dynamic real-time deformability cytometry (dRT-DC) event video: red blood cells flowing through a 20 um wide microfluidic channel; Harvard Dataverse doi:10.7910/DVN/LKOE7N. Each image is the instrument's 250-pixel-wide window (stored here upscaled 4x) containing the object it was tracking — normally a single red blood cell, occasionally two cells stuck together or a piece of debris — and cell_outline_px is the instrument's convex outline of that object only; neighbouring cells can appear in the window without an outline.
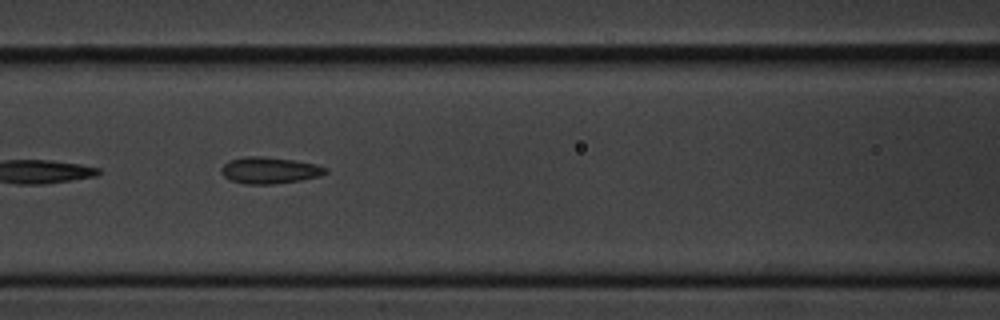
{"species": "common noctule bat (a hibernating species)", "species_latin": "Nyctalus noctula", "temperature_condition": "cold", "stored_images_in_passage": 9, "segment_of_instrument_passage": [2, 2], "camera_frame_rate_fps": 3000, "um_per_image_px": 0.085, "animal": {"sex": "male", "body_mass_g": 20.1, "forearm_length_mm": 53.5}, "frame": {"image": 1, "passage_image": 7, "time_ms": 7.0, "image_size_px": [1000, 320], "cell_outline_px": [[328, 172], [320, 176], [300, 180], [272, 184], [244, 184], [228, 180], [220, 172], [220, 168], [228, 160], [244, 156], [264, 156], [292, 160], [316, 164], [328, 168]], "centroid_in_image_um": [22.87, 14.47], "position_along_channel_um": 143.7, "area_um2": 16.3}}
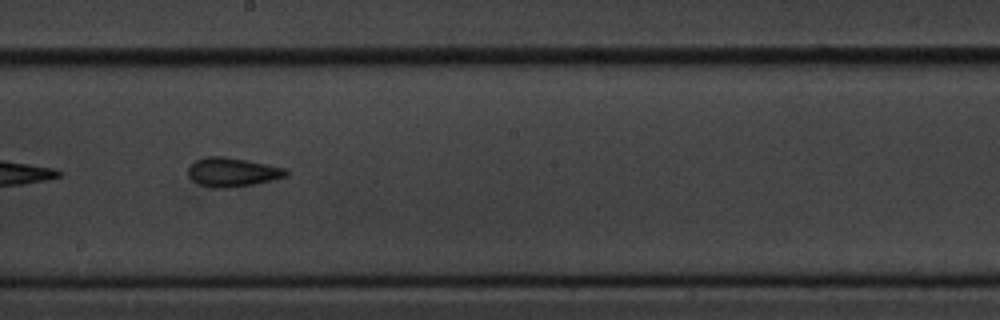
{"frame": {"image": 2, "passage_image": 9, "time_ms": 9.333, "image_size_px": [1000, 320], "cell_outline_px": [[288, 176], [272, 180], [252, 184], [228, 188], [212, 188], [200, 184], [192, 180], [188, 176], [188, 168], [196, 160], [208, 156], [224, 156], [248, 160], [288, 168]], "centroid_in_image_um": [19.78, 14.62], "position_along_channel_um": 228.4, "area_um2": 16.65}}